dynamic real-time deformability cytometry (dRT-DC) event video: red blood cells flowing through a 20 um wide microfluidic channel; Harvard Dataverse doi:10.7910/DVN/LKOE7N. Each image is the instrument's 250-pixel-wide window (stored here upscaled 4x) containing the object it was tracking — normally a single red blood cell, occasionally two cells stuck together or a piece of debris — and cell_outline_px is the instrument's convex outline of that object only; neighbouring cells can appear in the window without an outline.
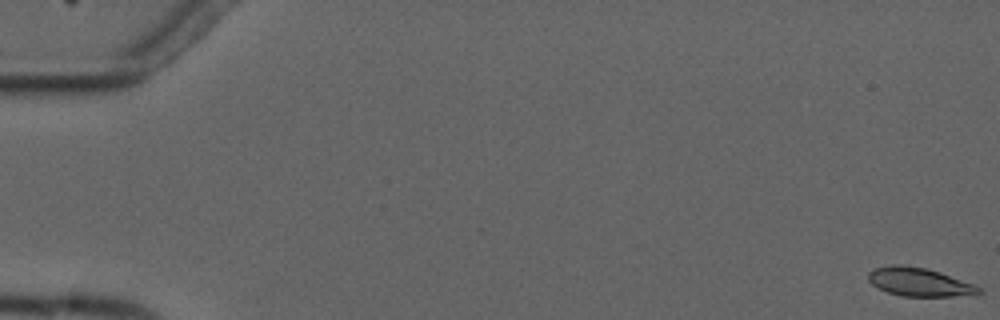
{"species": "common noctule bat (a hibernating species)", "species_latin": "Nyctalus noctula", "temperature_condition": "cold", "stored_images_in_passage": 7, "camera_frame_rate_fps": 3000, "um_per_image_px": 0.085, "animal": {"sex": "male", "forearm_length_mm": 52.5}, "frame": {"image": 1, "passage_image": 1, "time_ms": 0.0, "image_size_px": [1000, 320], "cell_outline_px": [[984, 292], [976, 296], [900, 296], [888, 292], [872, 284], [868, 280], [868, 272], [876, 268], [892, 264], [900, 264], [924, 268], [940, 272], [976, 284]], "centroid_in_image_um": [78.22, 23.98], "position_along_channel_um": 6.8, "area_um2": 18.55}}
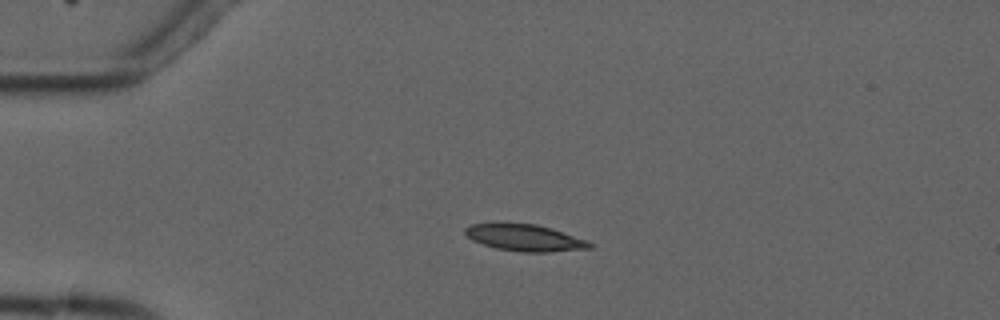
{"frame": {"image": 2, "passage_image": 5, "time_ms": 4.333, "image_size_px": [1000, 320], "cell_outline_px": [[596, 244], [592, 248], [548, 252], [520, 252], [496, 248], [472, 240], [464, 232], [464, 228], [472, 224], [536, 224], [552, 228], [588, 240]], "centroid_in_image_um": [44.69, 20.22], "position_along_channel_um": 40.3, "area_um2": 19.25}}
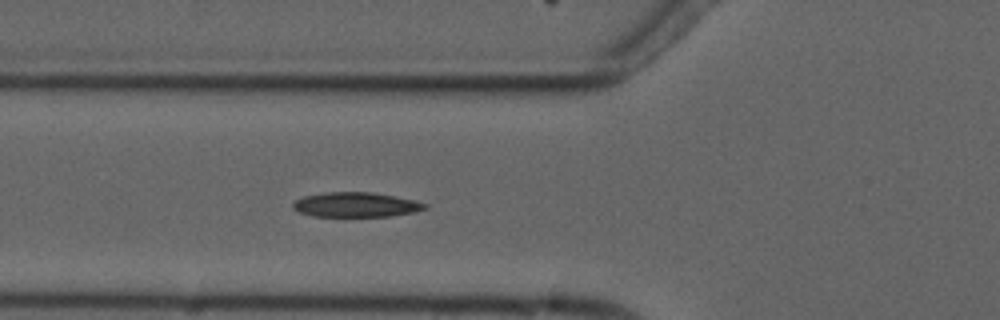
{"frame": {"image": 3, "passage_image": 7, "time_ms": 6.667, "image_size_px": [1000, 320], "cell_outline_px": [[428, 208], [412, 212], [388, 216], [312, 216], [300, 212], [292, 208], [292, 204], [296, 200], [304, 196], [328, 192], [372, 192], [396, 196], [428, 204]], "centroid_in_image_um": [30.24, 17.39], "position_along_channel_um": 95.6, "area_um2": 18.84}}